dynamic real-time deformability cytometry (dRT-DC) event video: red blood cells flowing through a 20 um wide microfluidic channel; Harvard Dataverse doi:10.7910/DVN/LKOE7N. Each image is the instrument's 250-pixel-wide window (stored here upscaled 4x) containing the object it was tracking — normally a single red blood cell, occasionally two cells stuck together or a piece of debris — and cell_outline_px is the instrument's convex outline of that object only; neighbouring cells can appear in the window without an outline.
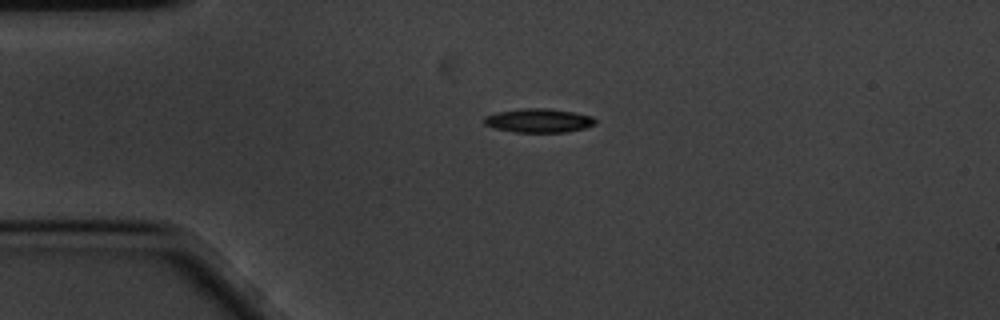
{"species": "common noctule bat (a hibernating species)", "species_latin": "Nyctalus noctula", "temperature_condition": "cold", "stored_images_in_passage": 46, "camera_frame_rate_fps": 3000, "um_per_image_px": 0.085, "animal": {"sex": "male", "body_mass_g": 20.1, "forearm_length_mm": 53.5}, "frame": {"image": 1, "passage_image": 1, "time_ms": 0.0, "image_size_px": [1000, 320], "cell_outline_px": [[596, 124], [584, 128], [568, 132], [512, 132], [496, 128], [484, 124], [484, 116], [496, 112], [524, 108], [548, 108], [572, 112], [592, 116], [596, 120]], "centroid_in_image_um": [45.78, 10.24], "position_along_channel_um": 39.2, "area_um2": 15.49}}
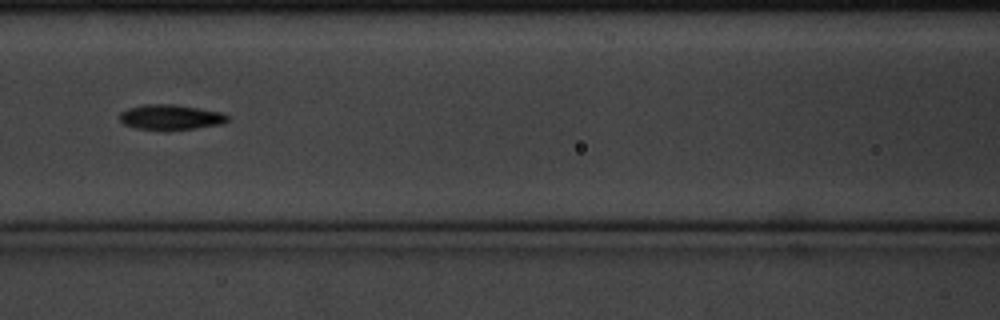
{"frame": {"image": 2, "passage_image": 13, "time_ms": 4.0, "image_size_px": [1000, 320], "cell_outline_px": [[228, 120], [220, 124], [196, 128], [136, 128], [124, 124], [120, 120], [120, 112], [128, 108], [144, 104], [172, 104], [224, 112], [228, 116]], "centroid_in_image_um": [14.51, 9.92], "position_along_channel_um": 152.1, "area_um2": 15.32}}
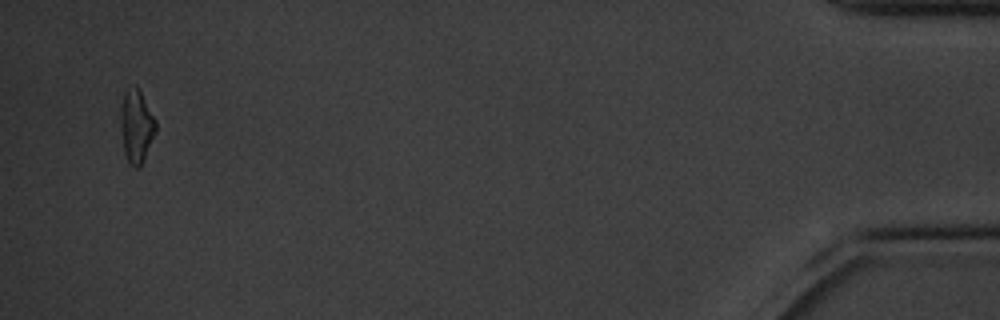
{"frame": {"image": 3, "passage_image": 44, "time_ms": 14.333, "image_size_px": [1000, 320], "cell_outline_px": [[156, 132], [144, 160], [140, 168], [136, 168], [128, 164], [124, 152], [120, 128], [120, 116], [124, 92], [136, 84], [156, 120]], "centroid_in_image_um": [11.59, 10.77], "position_along_channel_um": 423.6, "area_um2": 15.09}, "authors_computed_cell_mechanics": {"area_um2": 15.1436, "velocity_mm_per_s": 3.445, "shape_relaxation_time_tau1_ms": 3.0354, "shape_relaxation_time_tau2_ms": 4.8654, "deformation_change_tau1": 0.1296, "deformation_change_tau2": 0.1403}}